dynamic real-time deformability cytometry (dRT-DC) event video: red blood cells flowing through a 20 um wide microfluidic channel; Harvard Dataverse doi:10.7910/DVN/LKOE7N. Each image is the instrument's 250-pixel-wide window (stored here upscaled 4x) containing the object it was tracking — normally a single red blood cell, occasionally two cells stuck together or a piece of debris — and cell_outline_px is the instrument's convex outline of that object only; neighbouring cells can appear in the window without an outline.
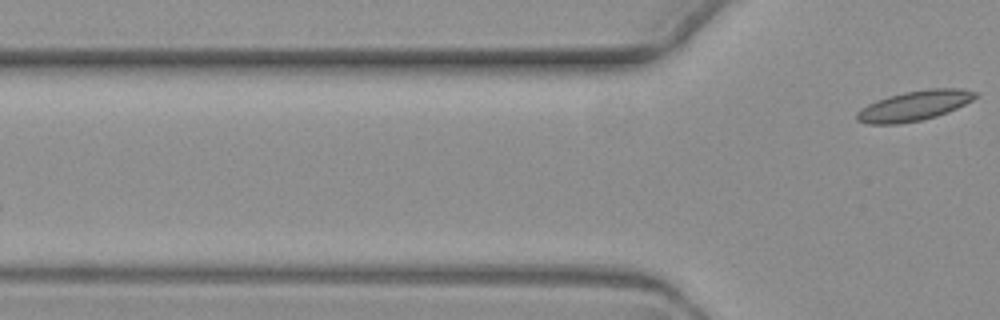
{"species": "common noctule bat (a hibernating species)", "species_latin": "Nyctalus noctula", "temperature_condition": "warm", "stored_images_in_passage": 3, "camera_frame_rate_fps": 3000, "um_per_image_px": 0.085, "animal": {"sex": "female", "body_mass_g": 19.3, "forearm_length_mm": 54.1}, "frame": {"image": 1, "passage_image": 3, "time_ms": 2.667, "image_size_px": [1000, 320], "cell_outline_px": [[980, 96], [948, 112], [936, 116], [920, 120], [896, 124], [864, 124], [856, 120], [856, 112], [860, 108], [876, 100], [888, 96], [904, 92], [928, 88], [960, 88], [980, 92]], "centroid_in_image_um": [77.72, 8.97], "position_along_channel_um": 48.1, "area_um2": 20.92}}